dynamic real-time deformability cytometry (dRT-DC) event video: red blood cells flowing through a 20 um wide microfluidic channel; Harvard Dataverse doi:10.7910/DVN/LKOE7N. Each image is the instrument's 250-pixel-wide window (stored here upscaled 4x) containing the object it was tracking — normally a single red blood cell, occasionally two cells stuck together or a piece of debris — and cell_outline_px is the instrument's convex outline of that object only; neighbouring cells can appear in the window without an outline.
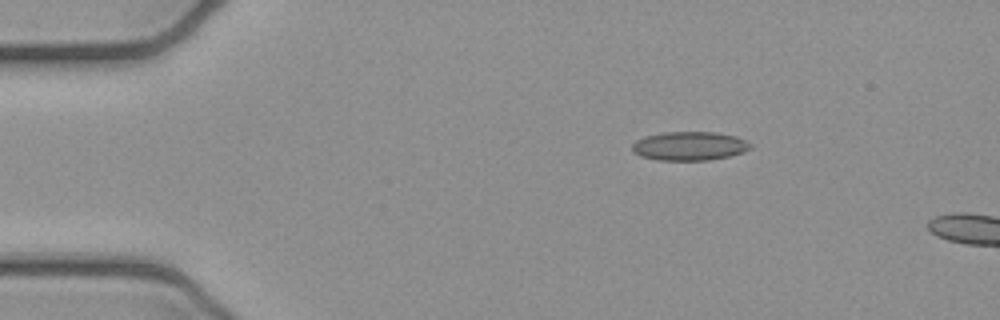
{"species": "common noctule bat (a hibernating species)", "species_latin": "Nyctalus noctula", "temperature_condition": "cold", "stored_images_in_passage": 4, "camera_frame_rate_fps": 3000, "um_per_image_px": 0.085, "animal": {"sex": "female", "body_mass_g": 21.9}, "frame": {"image": 1, "passage_image": 3, "time_ms": 0.667, "image_size_px": [1000, 320], "cell_outline_px": [[752, 148], [744, 152], [728, 156], [708, 160], [656, 160], [640, 156], [632, 152], [632, 144], [636, 140], [644, 136], [664, 132], [716, 132], [736, 136], [752, 144]], "centroid_in_image_um": [58.59, 12.41], "position_along_channel_um": 26.4, "area_um2": 20.0}}